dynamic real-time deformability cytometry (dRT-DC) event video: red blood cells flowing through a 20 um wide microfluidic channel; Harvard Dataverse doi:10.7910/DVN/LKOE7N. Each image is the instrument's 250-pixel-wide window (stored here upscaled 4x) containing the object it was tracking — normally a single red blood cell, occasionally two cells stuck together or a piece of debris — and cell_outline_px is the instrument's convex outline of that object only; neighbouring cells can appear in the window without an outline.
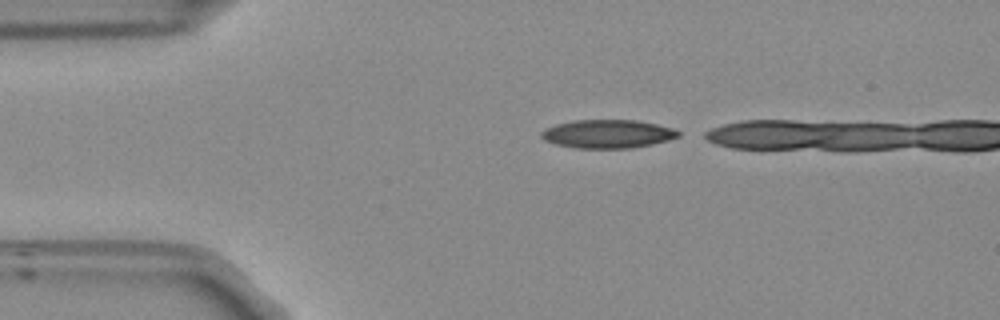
{"species": "Egyptian fruit bat (a non-hibernating species)", "species_latin": "Rousettus aegyptiacus", "temperature_condition": "room temperature", "stored_images_in_passage": 13, "camera_frame_rate_fps": 3000, "um_per_image_px": 0.085, "frame": {"image": 1, "passage_image": 1, "time_ms": 0.0, "image_size_px": [1000, 320], "cell_outline_px": [[680, 136], [668, 140], [652, 144], [632, 148], [576, 148], [556, 144], [544, 140], [540, 136], [540, 132], [544, 128], [556, 124], [572, 120], [636, 120], [656, 124], [672, 128], [680, 132]], "centroid_in_image_um": [51.62, 11.38], "position_along_channel_um": 33.4, "area_um2": 22.77}}